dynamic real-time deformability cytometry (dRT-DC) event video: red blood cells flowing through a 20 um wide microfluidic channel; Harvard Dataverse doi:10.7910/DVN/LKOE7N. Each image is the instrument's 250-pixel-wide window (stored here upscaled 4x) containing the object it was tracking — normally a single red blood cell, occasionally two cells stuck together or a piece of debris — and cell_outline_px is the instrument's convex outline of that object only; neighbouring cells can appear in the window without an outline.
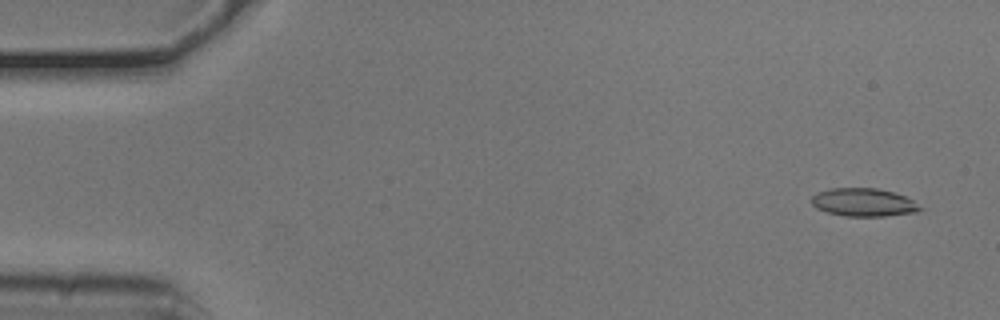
{"species": "common noctule bat (a hibernating species)", "species_latin": "Nyctalus noctula", "temperature_condition": "cold", "stored_images_in_passage": 18, "camera_frame_rate_fps": 3000, "um_per_image_px": 0.085, "animal": {"sex": "male", "body_mass_g": 20.5, "forearm_length_mm": 52.5}, "frame": {"image": 1, "passage_image": 3, "time_ms": 0.667, "image_size_px": [1000, 320], "cell_outline_px": [[924, 208], [916, 212], [884, 216], [844, 216], [828, 212], [816, 208], [812, 204], [812, 196], [816, 192], [828, 188], [876, 188], [892, 192], [904, 196], [912, 200]], "centroid_in_image_um": [73.38, 17.19], "position_along_channel_um": 11.6, "area_um2": 17.74}}
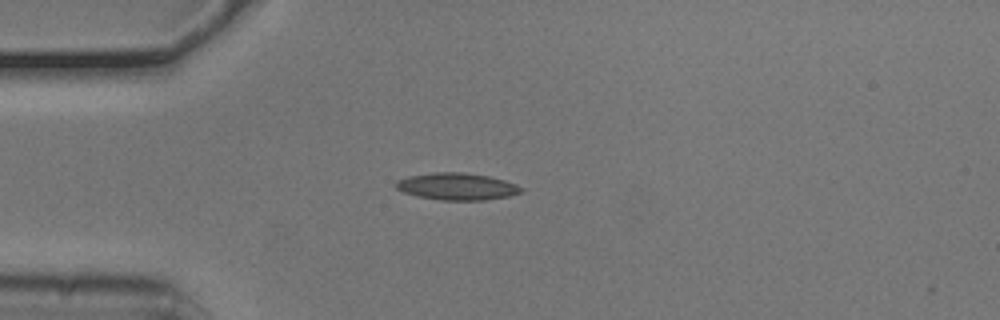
{"frame": {"image": 2, "passage_image": 14, "time_ms": 4.333, "image_size_px": [1000, 320], "cell_outline_px": [[524, 188], [520, 192], [508, 196], [484, 200], [440, 200], [416, 196], [404, 192], [396, 188], [396, 180], [408, 176], [432, 172], [464, 172], [488, 176], [504, 180], [516, 184]], "centroid_in_image_um": [38.82, 15.84], "position_along_channel_um": 46.2, "area_um2": 19.71}}